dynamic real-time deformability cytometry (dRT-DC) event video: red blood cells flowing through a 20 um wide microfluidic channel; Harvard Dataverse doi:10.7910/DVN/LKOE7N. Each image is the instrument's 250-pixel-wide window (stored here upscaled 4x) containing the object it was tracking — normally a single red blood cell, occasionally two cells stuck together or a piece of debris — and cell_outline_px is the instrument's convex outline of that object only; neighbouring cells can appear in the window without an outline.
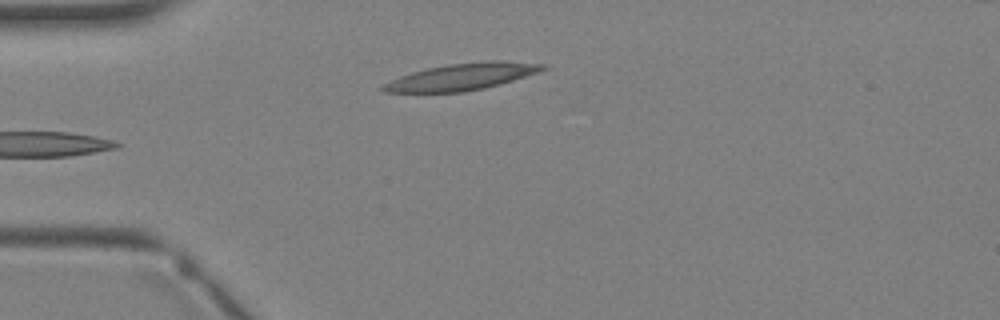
{"species": "Egyptian fruit bat (a non-hibernating species)", "species_latin": "Rousettus aegyptiacus", "temperature_condition": "warm", "stored_images_in_passage": 4, "camera_frame_rate_fps": 3000, "um_per_image_px": 0.085, "animal": {"sex": "female"}, "frame": {"image": 1, "passage_image": 4, "time_ms": 3.333, "image_size_px": [1000, 320], "cell_outline_px": [[548, 68], [540, 72], [500, 84], [484, 88], [464, 92], [384, 92], [380, 88], [384, 84], [400, 76], [412, 72], [428, 68], [448, 64], [488, 60], [500, 60], [548, 64]], "centroid_in_image_um": [39.34, 6.51], "position_along_channel_um": 45.7, "area_um2": 24.91}}